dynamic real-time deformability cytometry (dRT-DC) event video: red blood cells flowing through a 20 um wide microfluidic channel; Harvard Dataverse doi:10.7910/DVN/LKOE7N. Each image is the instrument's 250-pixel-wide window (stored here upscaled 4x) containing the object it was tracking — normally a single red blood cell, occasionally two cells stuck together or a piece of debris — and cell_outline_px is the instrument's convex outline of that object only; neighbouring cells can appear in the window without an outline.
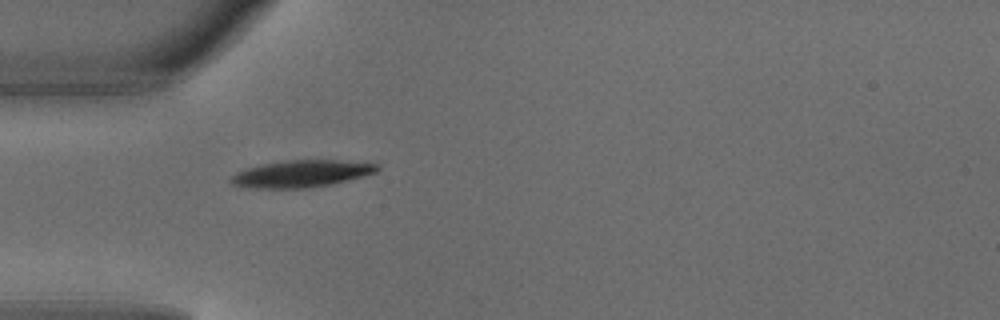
{"species": "common noctule bat (a hibernating species)", "species_latin": "Nyctalus noctula", "temperature_condition": "warm", "stored_images_in_passage": 1, "camera_frame_rate_fps": 3000, "um_per_image_px": 0.085, "animal": {"sex": "male", "body_mass_g": 18.8}, "frame": {"image": 1, "passage_image": 1, "time_ms": 0.0, "image_size_px": [1000, 320], "cell_outline_px": [[380, 168], [376, 172], [364, 176], [332, 184], [308, 188], [260, 188], [232, 184], [228, 180], [236, 172], [244, 168], [264, 164], [288, 160], [336, 160], [376, 164]], "centroid_in_image_um": [25.61, 14.76], "position_along_channel_um": 59.4, "area_um2": 22.77}}